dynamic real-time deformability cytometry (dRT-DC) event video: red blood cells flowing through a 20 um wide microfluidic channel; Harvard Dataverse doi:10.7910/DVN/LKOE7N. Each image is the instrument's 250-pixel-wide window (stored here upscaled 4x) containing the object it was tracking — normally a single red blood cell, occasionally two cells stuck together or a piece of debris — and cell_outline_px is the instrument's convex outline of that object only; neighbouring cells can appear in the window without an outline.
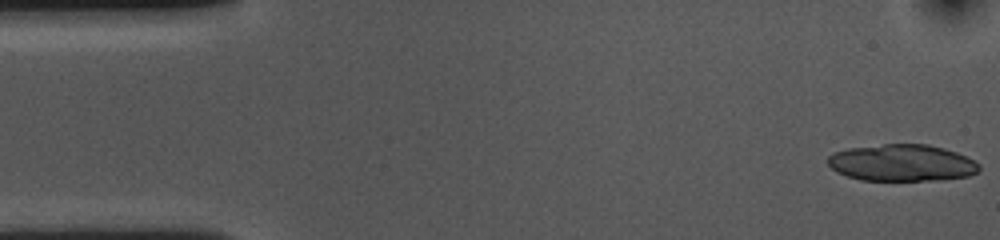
{"species": "common noctule bat (a hibernating species)", "species_latin": "Nyctalus noctula", "temperature_condition": "cold", "stored_images_in_passage": 18, "camera_frame_rate_fps": 3000, "um_per_image_px": 0.085, "animal": {"sex": "female", "body_mass_g": 10.0, "forearm_length_mm": 53.1}, "frame": {"image": 1, "passage_image": 1, "time_ms": 0.0, "image_size_px": [1000, 240], "cell_outline_px": [[980, 168], [976, 172], [968, 176], [932, 180], [860, 180], [836, 172], [828, 164], [828, 156], [832, 152], [848, 148], [884, 144], [928, 144], [944, 148], [956, 152], [980, 164]], "centroid_in_image_um": [76.62, 13.83], "position_along_channel_um": 8.4, "area_um2": 32.31}}